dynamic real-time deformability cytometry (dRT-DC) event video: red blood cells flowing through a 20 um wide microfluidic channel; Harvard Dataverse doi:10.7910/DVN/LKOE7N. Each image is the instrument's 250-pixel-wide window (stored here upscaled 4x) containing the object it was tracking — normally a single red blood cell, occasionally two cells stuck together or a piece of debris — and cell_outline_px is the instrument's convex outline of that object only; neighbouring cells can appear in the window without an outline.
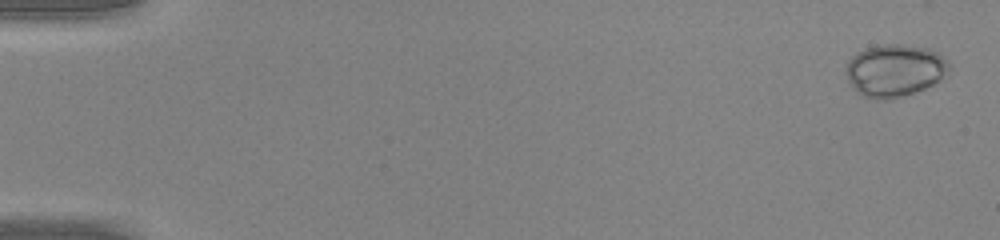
{"species": "common noctule bat (a hibernating species)", "species_latin": "Nyctalus noctula", "temperature_condition": "warm", "stored_images_in_passage": 49, "camera_frame_rate_fps": 3000, "um_per_image_px": 0.085, "animal": {"sex": "male", "body_mass_g": 20.0, "forearm_length_mm": 53.3}, "frame": {"image": 1, "passage_image": 2, "time_ms": 0.333, "image_size_px": [1000, 240], "cell_outline_px": [[948, 76], [924, 88], [904, 96], [892, 100], [876, 100], [864, 96], [856, 92], [848, 80], [844, 68], [848, 60], [852, 56], [864, 48], [884, 44], [904, 44], [932, 48], [948, 64]], "centroid_in_image_um": [76.02, 5.99], "position_along_channel_um": 9.0, "area_um2": 31.79}}
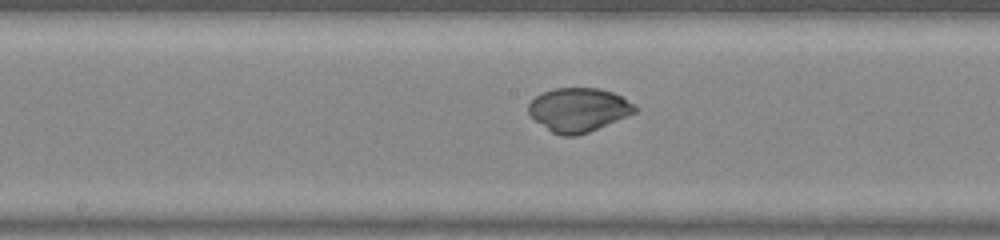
{"frame": {"image": 2, "passage_image": 27, "time_ms": 8.667, "image_size_px": [1000, 240], "cell_outline_px": [[636, 112], [628, 116], [588, 132], [576, 136], [564, 136], [552, 132], [536, 120], [528, 112], [528, 104], [536, 96], [544, 92], [556, 88], [600, 88], [612, 92], [620, 96], [632, 104], [636, 108]], "centroid_in_image_um": [49.17, 9.33], "position_along_channel_um": 199.0, "area_um2": 26.76}}
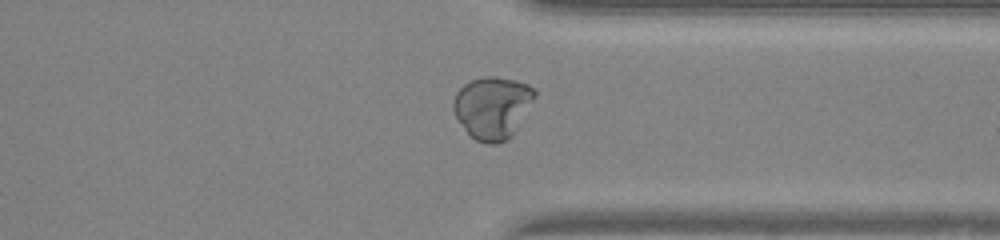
{"frame": {"image": 3, "passage_image": 39, "time_ms": 12.667, "image_size_px": [1000, 240], "cell_outline_px": [[536, 96], [512, 136], [508, 140], [496, 144], [488, 144], [476, 140], [464, 128], [456, 116], [452, 108], [452, 104], [456, 92], [464, 84], [472, 80], [484, 76], [492, 76], [516, 80], [528, 84], [536, 88]], "centroid_in_image_um": [41.88, 9.13], "position_along_channel_um": 369.5, "area_um2": 29.54}, "authors_computed_cell_mechanics": {"area_um2": 29.0734, "velocity_mm_per_s": 4.2675, "shape_relaxation_time_tau1_ms": 5.9438, "shape_relaxation_time_tau2_ms": null, "deformation_change_tau1": 0.2749, "deformation_change_tau2": null}}